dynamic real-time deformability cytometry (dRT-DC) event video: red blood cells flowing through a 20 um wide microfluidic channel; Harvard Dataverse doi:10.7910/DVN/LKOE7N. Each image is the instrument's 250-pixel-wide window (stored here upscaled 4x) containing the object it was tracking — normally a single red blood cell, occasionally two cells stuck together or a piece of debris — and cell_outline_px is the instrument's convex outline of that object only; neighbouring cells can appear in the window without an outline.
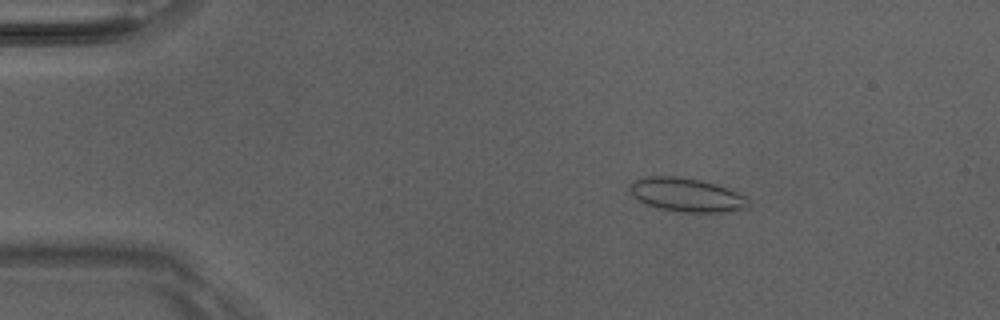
{"species": "Egyptian fruit bat (a non-hibernating species)", "species_latin": "Rousettus aegyptiacus", "temperature_condition": "room temperature", "stored_images_in_passage": 50, "camera_frame_rate_fps": 3000, "um_per_image_px": 0.085, "animal": {"sex": "male"}, "frame": {"image": 1, "passage_image": 8, "time_ms": 2.333, "image_size_px": [1000, 320], "cell_outline_px": [[752, 204], [748, 208], [720, 212], [684, 212], [656, 208], [632, 196], [628, 188], [632, 180], [644, 176], [676, 176], [700, 180], [716, 184], [736, 192], [752, 200]], "centroid_in_image_um": [58.35, 16.56], "position_along_channel_um": 26.6, "area_um2": 23.47}}
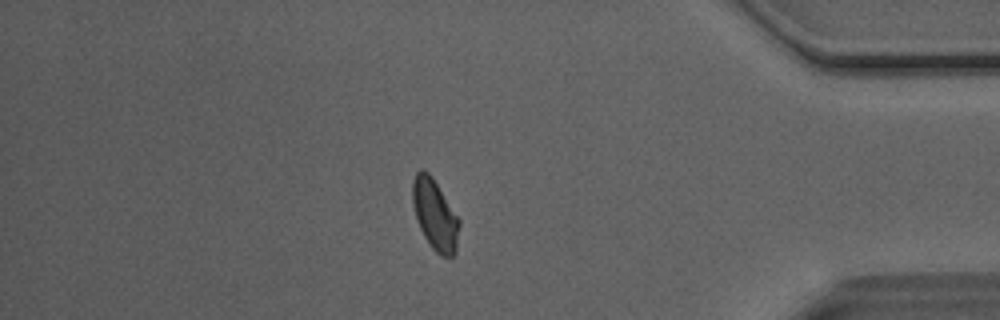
{"frame": {"image": 2, "passage_image": 43, "time_ms": 14.0, "image_size_px": [1000, 320], "cell_outline_px": [[460, 224], [456, 252], [452, 256], [440, 256], [432, 248], [424, 236], [416, 220], [412, 204], [412, 180], [416, 172], [420, 168], [428, 172], [432, 176], [460, 220]], "centroid_in_image_um": [36.96, 18.23], "position_along_channel_um": 398.2, "area_um2": 19.36}}
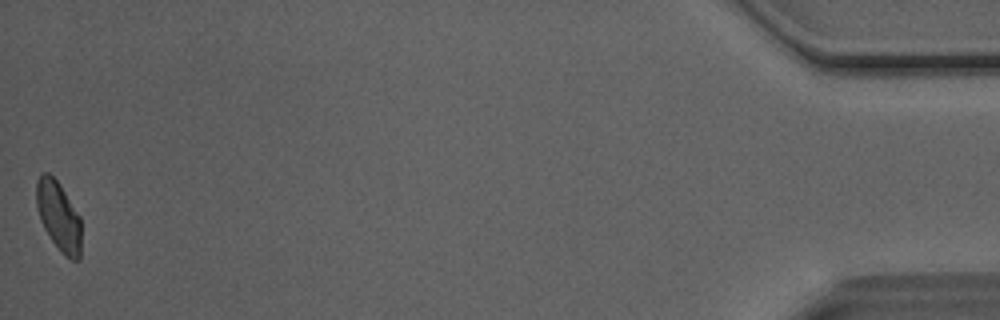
{"frame": {"image": 3, "passage_image": 50, "time_ms": 16.333, "image_size_px": [1000, 320], "cell_outline_px": [[80, 260], [72, 260], [64, 256], [60, 252], [44, 228], [40, 220], [36, 204], [36, 180], [40, 172], [48, 172], [60, 184], [80, 216]], "centroid_in_image_um": [4.97, 18.35], "position_along_channel_um": 430.2, "area_um2": 18.26}, "authors_computed_cell_mechanics": {"area_um2": 19.5075, "velocity_mm_per_s": 4.081, "shape_relaxation_time_tau1_ms": null, "shape_relaxation_time_tau2_ms": 1.5636, "deformation_change_tau1": null, "deformation_change_tau2": 0.0727}}